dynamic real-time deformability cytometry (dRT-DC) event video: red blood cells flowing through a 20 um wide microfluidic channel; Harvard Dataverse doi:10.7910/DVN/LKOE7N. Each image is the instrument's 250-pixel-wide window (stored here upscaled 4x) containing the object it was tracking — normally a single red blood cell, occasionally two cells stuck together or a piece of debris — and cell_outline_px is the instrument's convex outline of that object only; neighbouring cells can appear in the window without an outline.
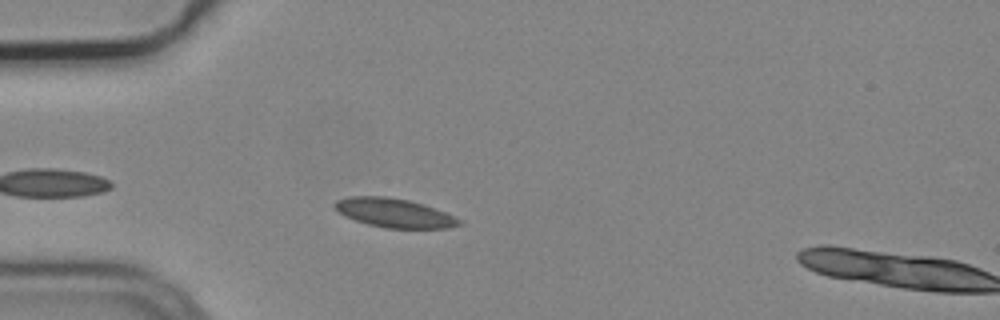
{"species": "common noctule bat (a hibernating species)", "species_latin": "Nyctalus noctula", "temperature_condition": "cold", "stored_images_in_passage": 4, "camera_frame_rate_fps": 3000, "um_per_image_px": 0.085, "animal": {"sex": "male", "body_mass_g": 19.2, "forearm_length_mm": 51.8}, "frame": {"image": 1, "passage_image": 3, "time_ms": 0.667, "image_size_px": [1000, 320], "cell_outline_px": [[464, 224], [448, 228], [384, 228], [368, 224], [344, 216], [332, 204], [336, 200], [348, 196], [388, 196], [408, 200], [424, 204], [464, 220]], "centroid_in_image_um": [33.53, 18.09], "position_along_channel_um": 51.5, "area_um2": 21.15}}